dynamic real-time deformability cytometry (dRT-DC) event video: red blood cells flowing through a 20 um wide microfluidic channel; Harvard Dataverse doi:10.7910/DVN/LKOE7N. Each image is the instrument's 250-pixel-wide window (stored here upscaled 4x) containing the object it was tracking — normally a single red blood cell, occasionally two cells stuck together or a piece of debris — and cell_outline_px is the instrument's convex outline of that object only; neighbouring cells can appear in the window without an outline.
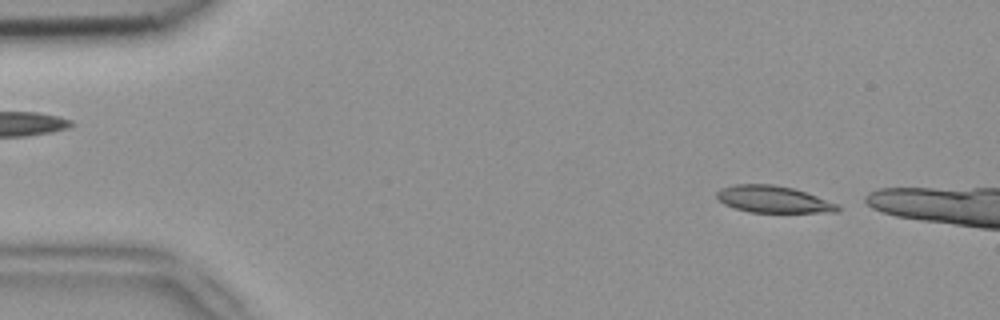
{"species": "common noctule bat (a hibernating species)", "species_latin": "Nyctalus noctula", "temperature_condition": "room temperature", "stored_images_in_passage": 6, "camera_frame_rate_fps": 3000, "um_per_image_px": 0.085, "animal": {"sex": "female", "body_mass_g": 18.4}, "frame": {"image": 1, "passage_image": 2, "time_ms": 0.333, "image_size_px": [1000, 320], "cell_outline_px": [[840, 208], [836, 212], [748, 212], [724, 204], [716, 200], [716, 192], [720, 188], [732, 184], [772, 184], [792, 188], [840, 204]], "centroid_in_image_um": [65.68, 16.94], "position_along_channel_um": 19.3, "area_um2": 18.96}}